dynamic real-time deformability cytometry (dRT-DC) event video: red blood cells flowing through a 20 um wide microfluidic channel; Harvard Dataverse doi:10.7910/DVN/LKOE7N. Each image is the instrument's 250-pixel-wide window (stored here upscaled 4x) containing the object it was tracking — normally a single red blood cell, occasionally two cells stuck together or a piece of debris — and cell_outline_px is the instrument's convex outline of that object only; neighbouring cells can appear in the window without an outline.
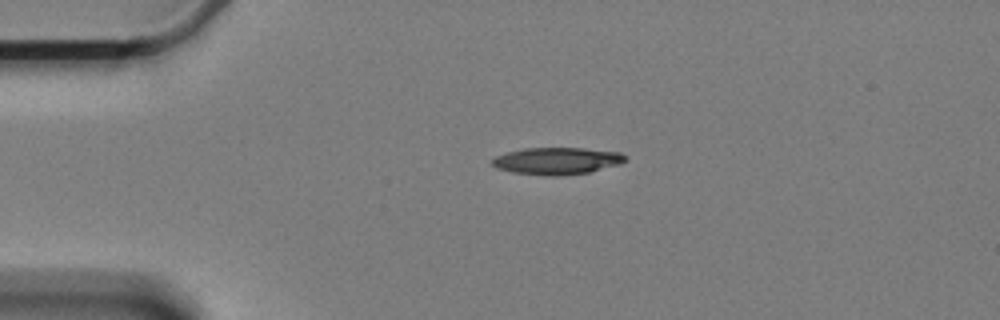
{"species": "Egyptian fruit bat (a non-hibernating species)", "species_latin": "Rousettus aegyptiacus", "temperature_condition": "cold", "stored_images_in_passage": 2, "camera_frame_rate_fps": 3000, "um_per_image_px": 0.085, "animal": {"sex": "female"}, "frame": {"image": 1, "passage_image": 1, "time_ms": 0.0, "image_size_px": [1000, 320], "cell_outline_px": [[628, 160], [620, 164], [588, 172], [556, 176], [548, 176], [512, 172], [496, 168], [492, 164], [492, 160], [496, 156], [508, 152], [524, 148], [584, 148], [620, 152], [628, 156]], "centroid_in_image_um": [47.37, 13.67], "position_along_channel_um": 37.6, "area_um2": 20.98}}